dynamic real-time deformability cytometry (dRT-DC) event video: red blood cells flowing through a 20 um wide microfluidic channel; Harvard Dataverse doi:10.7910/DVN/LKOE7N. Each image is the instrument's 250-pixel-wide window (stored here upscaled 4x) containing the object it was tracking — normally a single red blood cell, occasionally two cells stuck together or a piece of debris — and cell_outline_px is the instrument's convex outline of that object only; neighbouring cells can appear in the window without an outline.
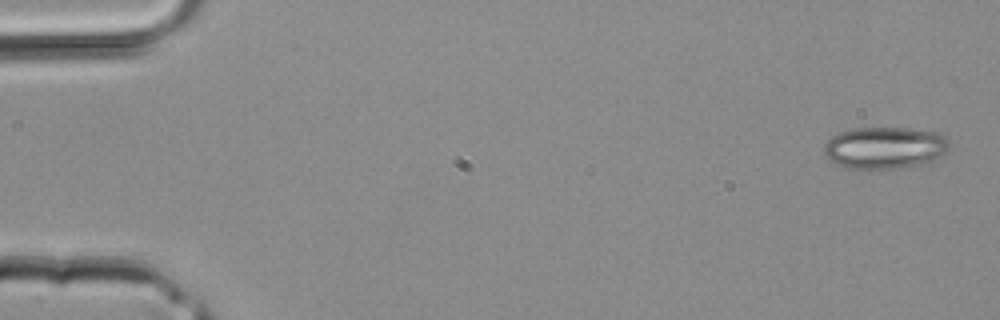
{"species": "common noctule bat (a hibernating species)", "species_latin": "Nyctalus noctula", "temperature_condition": "room temperature", "stored_images_in_passage": 3, "camera_frame_rate_fps": 3000, "um_per_image_px": 0.085, "animal": {"sex": "male", "body_mass_g": 20.4}, "frame": {"image": 1, "passage_image": 1, "time_ms": 0.0, "image_size_px": [1000, 320], "cell_outline_px": [[952, 144], [944, 152], [932, 160], [924, 164], [900, 168], [848, 168], [836, 164], [824, 156], [824, 144], [832, 136], [840, 132], [852, 128], [908, 128], [940, 132], [948, 136]], "centroid_in_image_um": [75.23, 12.54], "position_along_channel_um": 9.8, "area_um2": 30.87}}